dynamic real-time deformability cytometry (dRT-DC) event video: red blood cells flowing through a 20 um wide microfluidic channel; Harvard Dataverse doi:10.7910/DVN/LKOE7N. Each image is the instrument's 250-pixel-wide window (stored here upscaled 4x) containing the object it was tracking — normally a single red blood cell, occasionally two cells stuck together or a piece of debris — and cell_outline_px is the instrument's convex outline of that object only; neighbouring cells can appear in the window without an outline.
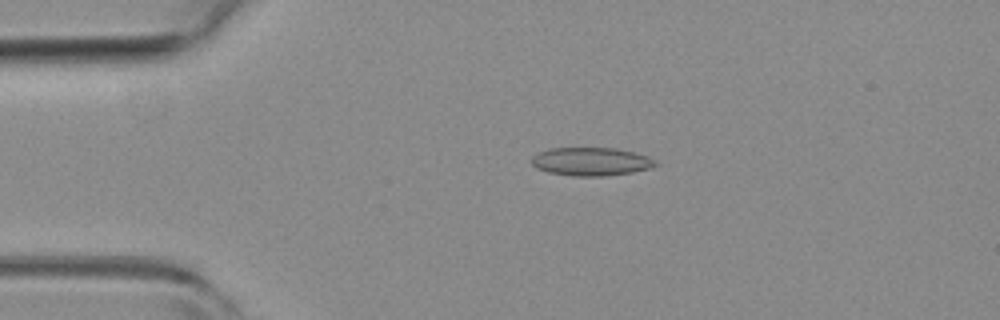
{"species": "common noctule bat (a hibernating species)", "species_latin": "Nyctalus noctula", "temperature_condition": "room temperature", "stored_images_in_passage": 4, "camera_frame_rate_fps": 3000, "um_per_image_px": 0.085, "animal": {"sex": "female", "body_mass_g": 19.3, "forearm_length_mm": 54.1}, "frame": {"image": 1, "passage_image": 3, "time_ms": 0.667, "image_size_px": [1000, 320], "cell_outline_px": [[660, 164], [648, 168], [632, 172], [604, 176], [572, 176], [548, 172], [536, 168], [532, 164], [532, 156], [540, 152], [552, 148], [616, 148], [636, 152], [648, 156], [656, 160]], "centroid_in_image_um": [50.27, 13.73], "position_along_channel_um": 34.7, "area_um2": 20.46}}